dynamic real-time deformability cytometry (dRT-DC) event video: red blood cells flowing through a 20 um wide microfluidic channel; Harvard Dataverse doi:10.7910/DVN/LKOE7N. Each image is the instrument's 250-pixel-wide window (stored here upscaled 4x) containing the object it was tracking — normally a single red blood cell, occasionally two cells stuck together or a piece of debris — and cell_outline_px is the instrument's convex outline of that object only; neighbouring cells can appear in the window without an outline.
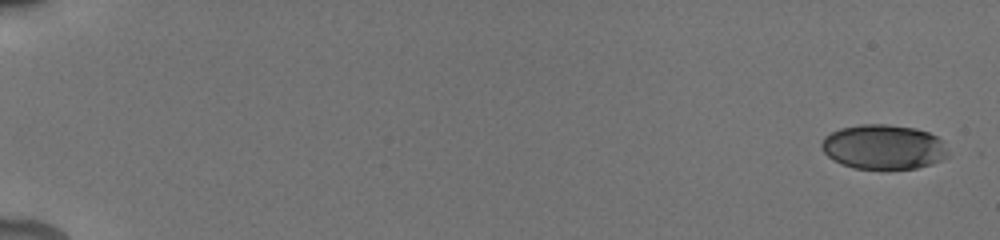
{"species": "human", "species_latin": "Homo sapiens", "temperature_condition": "cold", "stored_images_in_passage": 10, "camera_frame_rate_fps": 3000, "um_per_image_px": 0.085, "donor": {"sex": "male"}, "frame": {"image": 1, "passage_image": 1, "time_ms": 0.0, "image_size_px": [1000, 240], "cell_outline_px": [[948, 156], [932, 164], [916, 168], [852, 168], [840, 164], [832, 160], [824, 152], [820, 144], [824, 136], [840, 128], [860, 124], [888, 124], [916, 128], [928, 132], [944, 140], [948, 152]], "centroid_in_image_um": [75.1, 12.48], "position_along_channel_um": 9.9, "area_um2": 33.12}}
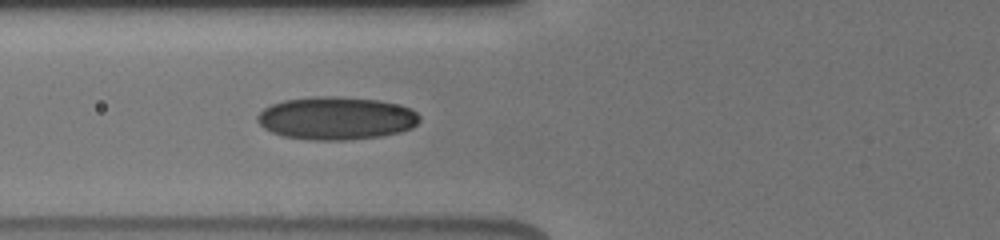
{"frame": {"image": 2, "passage_image": 10, "time_ms": 7.333, "image_size_px": [1000, 240], "cell_outline_px": [[420, 120], [412, 128], [400, 132], [380, 136], [348, 140], [312, 140], [284, 136], [272, 132], [264, 128], [256, 120], [256, 116], [264, 108], [272, 104], [284, 100], [316, 96], [340, 96], [380, 100], [412, 108], [420, 116]], "centroid_in_image_um": [28.59, 10.04], "position_along_channel_um": 97.2, "area_um2": 40.75}}